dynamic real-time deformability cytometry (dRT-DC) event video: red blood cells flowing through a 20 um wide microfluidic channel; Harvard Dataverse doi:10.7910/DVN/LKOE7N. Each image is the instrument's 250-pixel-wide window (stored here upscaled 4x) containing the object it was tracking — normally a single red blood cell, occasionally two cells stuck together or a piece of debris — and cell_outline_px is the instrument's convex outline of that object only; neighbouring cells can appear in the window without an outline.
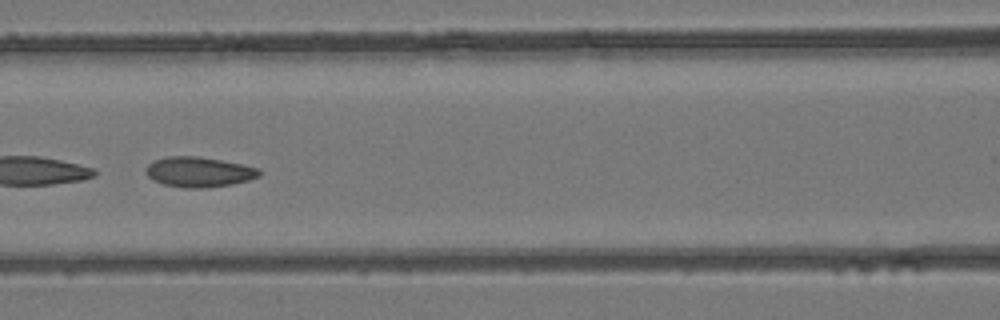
{"species": "common noctule bat (a hibernating species)", "species_latin": "Nyctalus noctula", "temperature_condition": "room temperature", "stored_images_in_passage": 18, "camera_frame_rate_fps": 3000, "um_per_image_px": 0.085, "animal": {"sex": "female", "body_mass_g": 24.6, "forearm_length_mm": 56.2}, "frame": {"image": 1, "passage_image": 12, "time_ms": 3.667, "image_size_px": [1000, 320], "cell_outline_px": [[260, 176], [248, 180], [232, 184], [204, 188], [184, 188], [164, 184], [152, 180], [144, 172], [144, 168], [152, 160], [168, 156], [200, 156], [244, 164], [260, 168]], "centroid_in_image_um": [16.88, 14.6], "position_along_channel_um": 149.7, "area_um2": 20.23}}
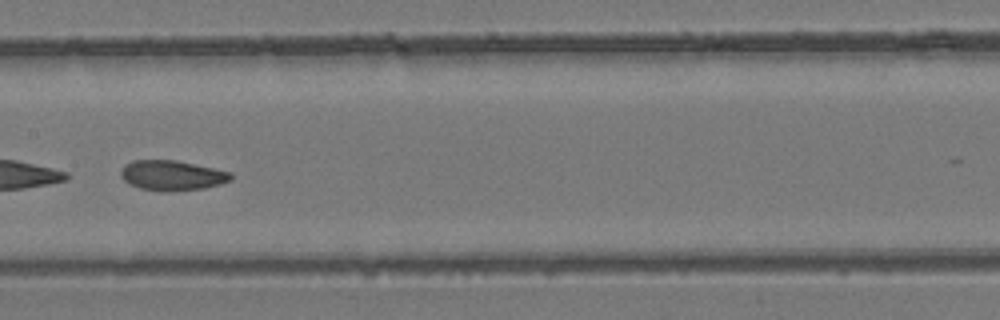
{"frame": {"image": 2, "passage_image": 15, "time_ms": 4.667, "image_size_px": [1000, 320], "cell_outline_px": [[232, 180], [220, 184], [204, 188], [160, 192], [140, 188], [128, 184], [120, 176], [120, 172], [124, 164], [132, 160], [176, 160], [232, 172]], "centroid_in_image_um": [14.6, 14.91], "position_along_channel_um": 192.8, "area_um2": 19.42}}